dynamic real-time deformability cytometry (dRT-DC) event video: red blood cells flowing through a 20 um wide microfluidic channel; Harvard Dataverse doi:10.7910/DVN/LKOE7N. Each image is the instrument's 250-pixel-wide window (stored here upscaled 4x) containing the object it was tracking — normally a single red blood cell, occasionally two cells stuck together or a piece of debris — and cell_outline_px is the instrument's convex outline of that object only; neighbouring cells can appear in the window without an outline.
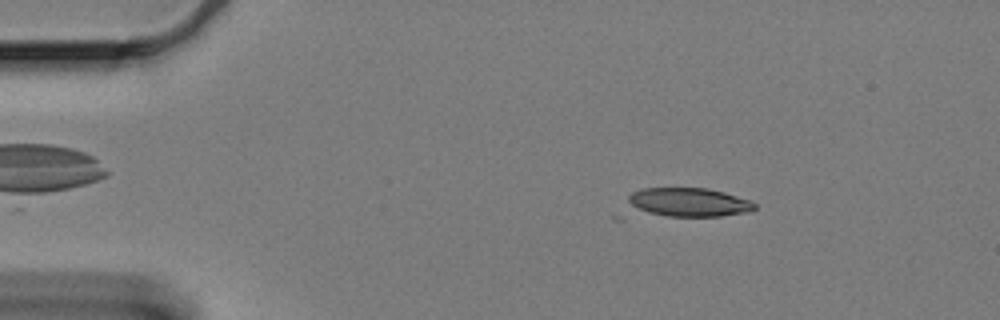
{"species": "Egyptian fruit bat (a non-hibernating species)", "species_latin": "Rousettus aegyptiacus", "temperature_condition": "cold", "stored_images_in_passage": 29, "camera_frame_rate_fps": 3000, "um_per_image_px": 0.085, "animal": {"sex": "female"}, "frame": {"image": 1, "passage_image": 7, "time_ms": 2.0, "image_size_px": [1000, 320], "cell_outline_px": [[756, 208], [748, 212], [720, 216], [624, 220], [616, 220], [612, 216], [628, 196], [632, 192], [640, 188], [708, 188], [724, 192], [752, 200], [756, 204]], "centroid_in_image_um": [57.87, 17.34], "position_along_channel_um": 27.1, "area_um2": 25.43}}
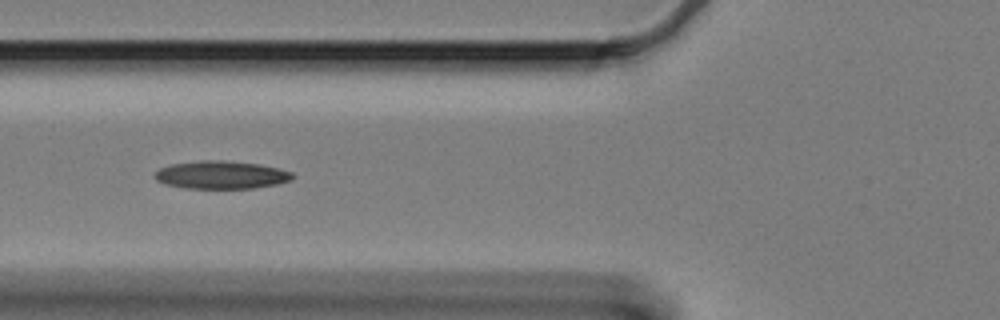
{"frame": {"image": 2, "passage_image": 20, "time_ms": 6.333, "image_size_px": [1000, 320], "cell_outline_px": [[296, 176], [292, 180], [276, 184], [252, 188], [184, 188], [164, 184], [156, 180], [152, 176], [160, 168], [172, 164], [200, 160], [220, 160], [260, 164], [292, 172]], "centroid_in_image_um": [18.79, 14.86], "position_along_channel_um": 107.0, "area_um2": 22.43}}
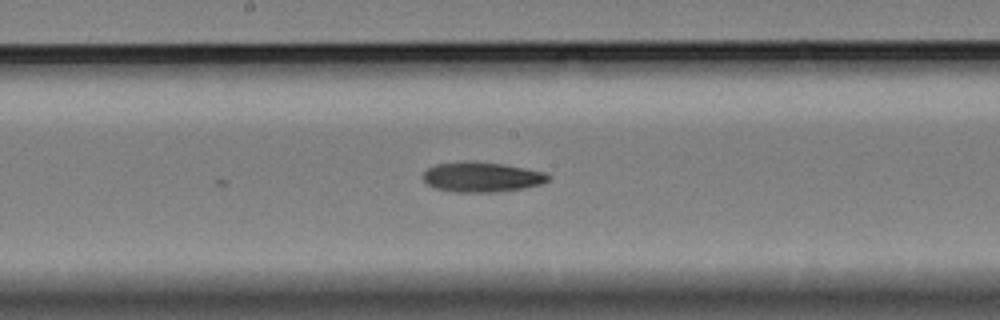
{"frame": {"image": 3, "passage_image": 29, "time_ms": 9.333, "image_size_px": [1000, 320], "cell_outline_px": [[548, 180], [540, 184], [524, 188], [492, 192], [452, 192], [436, 188], [428, 184], [424, 180], [424, 172], [428, 168], [436, 164], [464, 160], [468, 160], [504, 164], [548, 172]], "centroid_in_image_um": [40.95, 15.03], "position_along_channel_um": 207.3, "area_um2": 21.96}}